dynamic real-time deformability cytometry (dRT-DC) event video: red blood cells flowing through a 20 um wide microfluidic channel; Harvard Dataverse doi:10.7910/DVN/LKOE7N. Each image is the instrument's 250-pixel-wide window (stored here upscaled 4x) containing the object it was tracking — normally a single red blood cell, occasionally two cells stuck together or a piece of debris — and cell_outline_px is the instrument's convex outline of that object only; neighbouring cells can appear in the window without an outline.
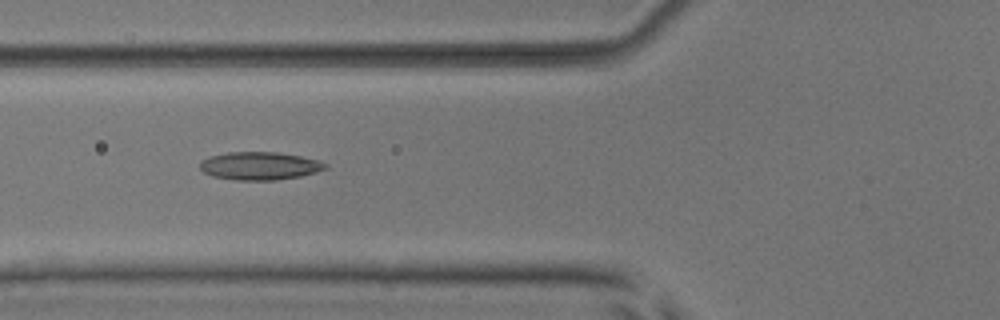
{"species": "common noctule bat (a hibernating species)", "species_latin": "Nyctalus noctula", "temperature_condition": "room temperature", "stored_images_in_passage": 35, "camera_frame_rate_fps": 3000, "um_per_image_px": 0.085, "animal": {"sex": "male", "body_mass_g": 17.9, "forearm_length_mm": 54.2}, "frame": {"image": 1, "passage_image": 3, "time_ms": 0.667, "image_size_px": [1000, 320], "cell_outline_px": [[328, 168], [316, 172], [300, 176], [276, 180], [236, 180], [212, 176], [204, 172], [200, 168], [200, 160], [208, 156], [228, 152], [276, 152], [300, 156], [320, 160], [328, 164]], "centroid_in_image_um": [22.07, 14.09], "position_along_channel_um": 103.7, "area_um2": 20.58}}
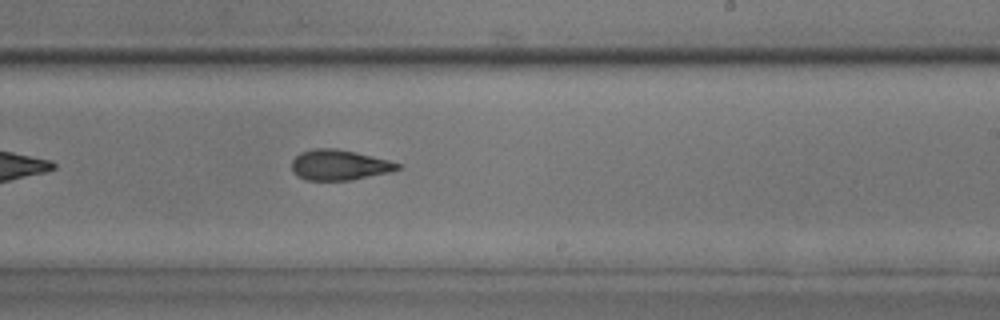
{"frame": {"image": 2, "passage_image": 15, "time_ms": 4.667, "image_size_px": [1000, 320], "cell_outline_px": [[404, 168], [392, 172], [352, 180], [304, 180], [292, 172], [292, 160], [300, 152], [312, 148], [336, 148], [356, 152], [404, 164]], "centroid_in_image_um": [28.88, 14.02], "position_along_channel_um": 260.1, "area_um2": 19.13}}
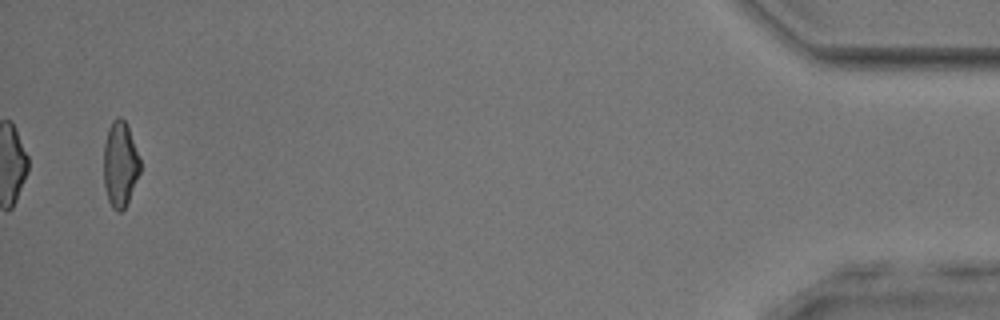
{"frame": {"image": 3, "passage_image": 34, "time_ms": 11.0, "image_size_px": [1000, 320], "cell_outline_px": [[140, 172], [128, 200], [124, 208], [120, 212], [116, 212], [112, 208], [108, 200], [104, 184], [104, 140], [108, 128], [112, 120], [116, 116], [120, 116], [128, 124], [140, 160]], "centroid_in_image_um": [10.2, 13.91], "position_along_channel_um": 425.0, "area_um2": 18.26}}